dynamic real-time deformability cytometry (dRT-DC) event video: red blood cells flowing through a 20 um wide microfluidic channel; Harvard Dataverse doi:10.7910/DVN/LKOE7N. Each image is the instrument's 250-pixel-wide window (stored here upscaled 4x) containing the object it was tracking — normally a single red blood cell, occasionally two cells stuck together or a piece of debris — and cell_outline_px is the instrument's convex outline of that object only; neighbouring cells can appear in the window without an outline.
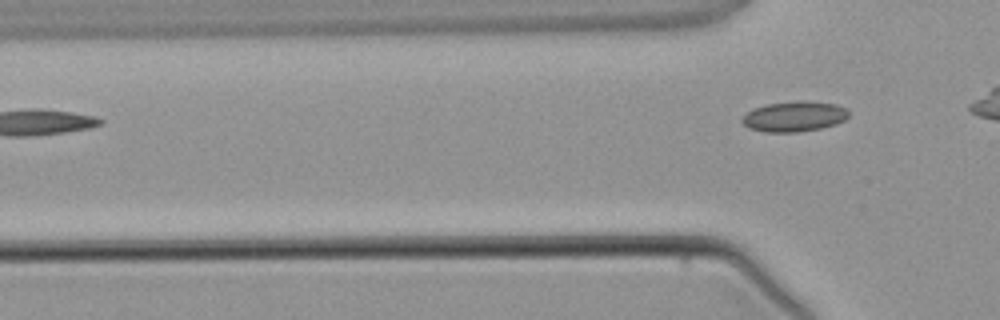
{"species": "common noctule bat (a hibernating species)", "species_latin": "Nyctalus noctula", "temperature_condition": "warm", "stored_images_in_passage": 3, "camera_frame_rate_fps": 3000, "um_per_image_px": 0.085, "animal": {"sex": "male", "body_mass_g": 21.5, "forearm_length_mm": 52.0}, "frame": {"image": 1, "passage_image": 3, "time_ms": 2.333, "image_size_px": [1000, 320], "cell_outline_px": [[848, 116], [844, 120], [836, 124], [820, 128], [796, 132], [764, 132], [748, 128], [740, 120], [752, 108], [768, 104], [804, 100], [836, 104], [844, 108], [848, 112]], "centroid_in_image_um": [67.49, 9.9], "position_along_channel_um": 58.3, "area_um2": 18.73}}